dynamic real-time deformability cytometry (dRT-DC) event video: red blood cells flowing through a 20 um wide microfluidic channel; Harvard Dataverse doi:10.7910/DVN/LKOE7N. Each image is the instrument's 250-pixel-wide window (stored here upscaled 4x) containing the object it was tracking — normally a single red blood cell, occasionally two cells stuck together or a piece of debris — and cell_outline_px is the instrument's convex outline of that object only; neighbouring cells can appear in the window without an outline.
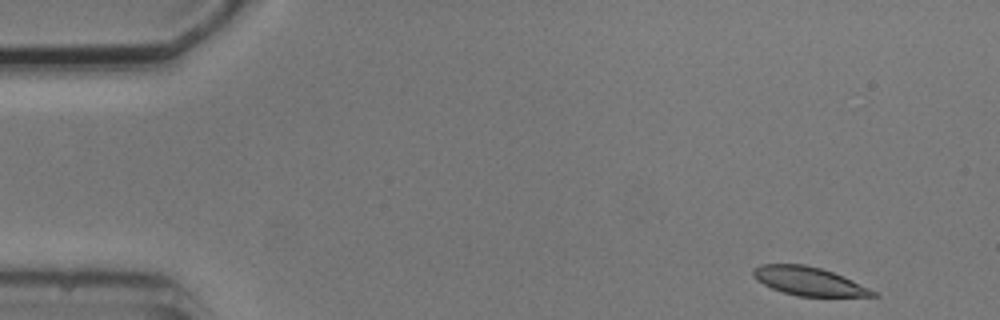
{"species": "common noctule bat (a hibernating species)", "species_latin": "Nyctalus noctula", "temperature_condition": "cold", "stored_images_in_passage": 4, "camera_frame_rate_fps": 3000, "um_per_image_px": 0.085, "animal": {"sex": "male", "body_mass_g": 20.5, "forearm_length_mm": 52.5}, "frame": {"image": 1, "passage_image": 1, "time_ms": 0.0, "image_size_px": [1000, 320], "cell_outline_px": [[880, 296], [796, 296], [772, 288], [756, 280], [752, 276], [752, 268], [760, 264], [804, 264], [820, 268], [844, 276], [876, 292]], "centroid_in_image_um": [68.7, 23.89], "position_along_channel_um": 16.3, "area_um2": 19.77}}
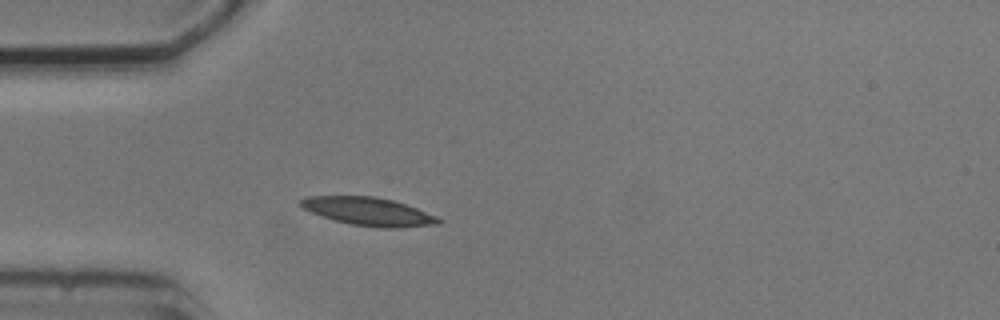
{"frame": {"image": 2, "passage_image": 4, "time_ms": 3.667, "image_size_px": [1000, 320], "cell_outline_px": [[444, 220], [440, 224], [396, 228], [376, 228], [352, 224], [336, 220], [312, 212], [304, 208], [300, 204], [300, 200], [308, 196], [376, 196], [392, 200], [416, 208], [436, 216]], "centroid_in_image_um": [31.38, 17.98], "position_along_channel_um": 53.6, "area_um2": 22.37}}